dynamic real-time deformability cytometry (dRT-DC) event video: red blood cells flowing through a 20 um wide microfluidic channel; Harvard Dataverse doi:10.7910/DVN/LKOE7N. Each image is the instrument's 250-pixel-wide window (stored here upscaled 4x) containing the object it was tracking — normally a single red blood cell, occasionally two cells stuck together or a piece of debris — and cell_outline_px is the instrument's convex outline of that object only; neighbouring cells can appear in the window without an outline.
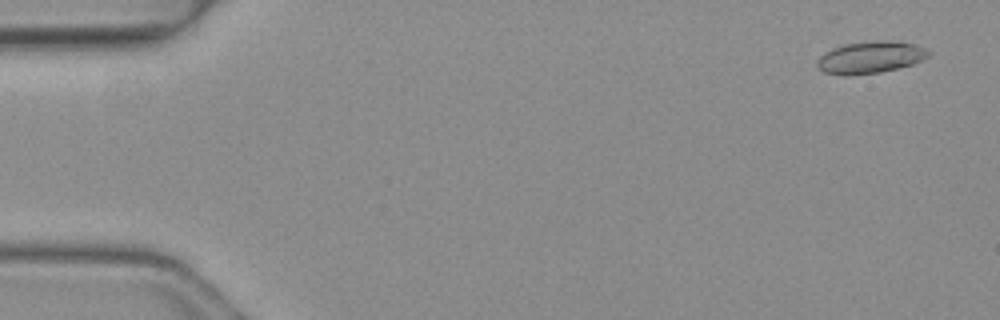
{"species": "common noctule bat (a hibernating species)", "species_latin": "Nyctalus noctula", "temperature_condition": "warm", "stored_images_in_passage": 13, "camera_frame_rate_fps": 3000, "um_per_image_px": 0.085, "animal": {"sex": "female", "body_mass_g": 19.3, "forearm_length_mm": 54.1}, "frame": {"image": 1, "passage_image": 3, "time_ms": 0.667, "image_size_px": [1000, 320], "cell_outline_px": [[932, 52], [928, 56], [912, 64], [880, 72], [848, 76], [824, 72], [816, 68], [816, 60], [824, 52], [832, 48], [844, 44], [872, 40], [900, 40], [916, 44], [928, 48]], "centroid_in_image_um": [73.98, 4.85], "position_along_channel_um": 11.0, "area_um2": 21.21}}